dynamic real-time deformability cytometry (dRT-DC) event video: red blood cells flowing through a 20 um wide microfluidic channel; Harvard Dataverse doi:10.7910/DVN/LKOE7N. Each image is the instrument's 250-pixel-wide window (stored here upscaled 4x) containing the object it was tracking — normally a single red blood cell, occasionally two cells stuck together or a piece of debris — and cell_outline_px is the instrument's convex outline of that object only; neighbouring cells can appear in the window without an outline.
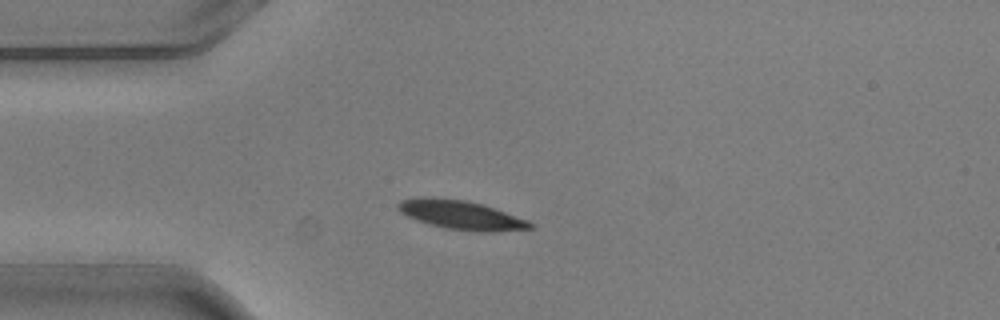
{"species": "common noctule bat (a hibernating species)", "species_latin": "Nyctalus noctula", "temperature_condition": "warm", "stored_images_in_passage": 2, "camera_frame_rate_fps": 3000, "um_per_image_px": 0.085, "animal": {"sex": "male", "body_mass_g": 20.5, "forearm_length_mm": 52.5}, "frame": {"image": 1, "passage_image": 2, "time_ms": 0.333, "image_size_px": [1000, 320], "cell_outline_px": [[536, 228], [492, 232], [480, 232], [444, 228], [416, 220], [400, 212], [396, 208], [396, 204], [400, 200], [420, 196], [432, 196], [464, 200], [496, 208], [528, 220], [536, 224]], "centroid_in_image_um": [39.2, 18.26], "position_along_channel_um": 45.8, "area_um2": 22.72}}